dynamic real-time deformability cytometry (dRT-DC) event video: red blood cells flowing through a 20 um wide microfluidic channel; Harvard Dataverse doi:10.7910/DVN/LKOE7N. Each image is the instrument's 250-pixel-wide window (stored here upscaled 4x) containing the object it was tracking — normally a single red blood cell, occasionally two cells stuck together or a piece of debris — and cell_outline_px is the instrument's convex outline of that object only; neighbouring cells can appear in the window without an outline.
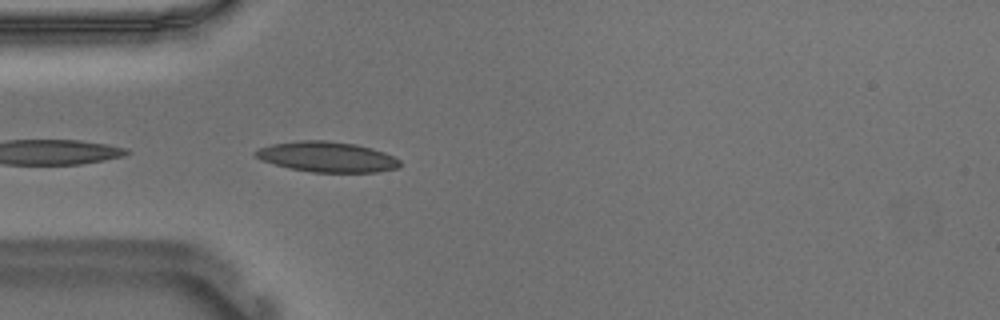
{"species": "Egyptian fruit bat (a non-hibernating species)", "species_latin": "Rousettus aegyptiacus", "temperature_condition": "warm", "stored_images_in_passage": 26, "camera_frame_rate_fps": 3000, "um_per_image_px": 0.085, "animal": {"sex": "male"}, "frame": {"image": 1, "passage_image": 1, "time_ms": 0.0, "image_size_px": [1000, 320], "cell_outline_px": [[400, 168], [376, 172], [312, 172], [288, 168], [260, 160], [252, 152], [260, 148], [272, 144], [300, 140], [324, 140], [356, 144], [372, 148], [384, 152], [400, 160]], "centroid_in_image_um": [27.8, 13.33], "position_along_channel_um": 57.2, "area_um2": 25.61}}